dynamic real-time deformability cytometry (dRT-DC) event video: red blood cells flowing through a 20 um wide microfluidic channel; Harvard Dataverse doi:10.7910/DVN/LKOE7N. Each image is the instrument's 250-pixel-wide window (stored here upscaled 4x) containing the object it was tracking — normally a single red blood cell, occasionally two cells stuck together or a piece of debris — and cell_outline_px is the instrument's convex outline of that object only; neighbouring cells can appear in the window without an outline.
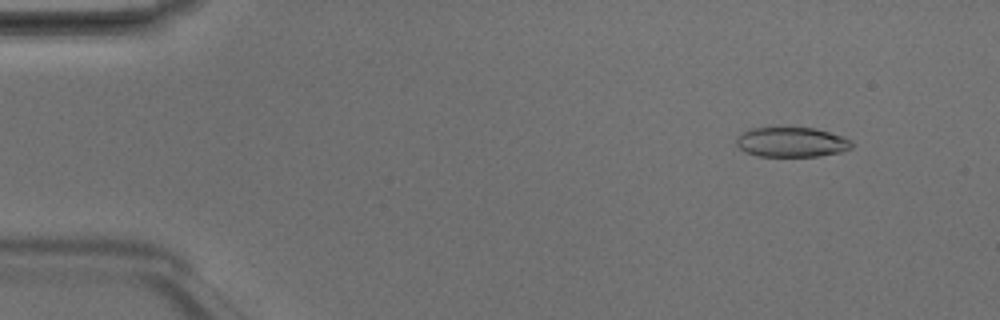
{"species": "Egyptian fruit bat (a non-hibernating species)", "species_latin": "Rousettus aegyptiacus", "temperature_condition": "room temperature", "stored_images_in_passage": 7, "camera_frame_rate_fps": 3000, "um_per_image_px": 0.085, "animal": {"sex": "male"}, "frame": {"image": 1, "passage_image": 2, "time_ms": 0.333, "image_size_px": [1000, 320], "cell_outline_px": [[852, 148], [840, 152], [820, 156], [756, 156], [744, 152], [736, 144], [736, 140], [744, 132], [752, 128], [780, 124], [812, 128], [844, 136], [852, 140]], "centroid_in_image_um": [67.27, 12.04], "position_along_channel_um": 17.7, "area_um2": 20.81}}
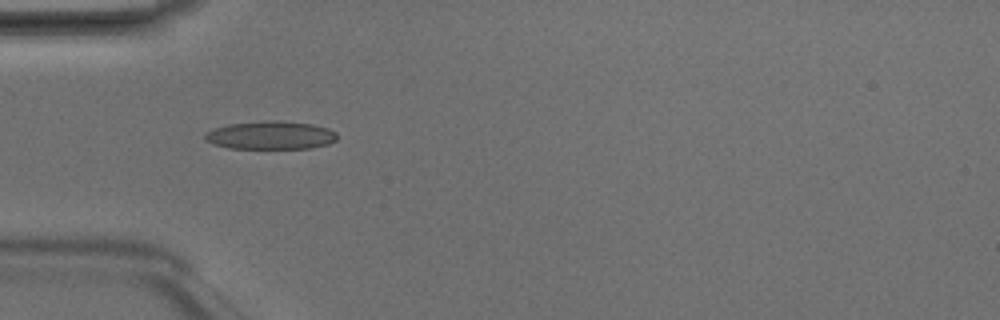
{"frame": {"image": 2, "passage_image": 5, "time_ms": 1.333, "image_size_px": [1000, 320], "cell_outline_px": [[336, 140], [328, 144], [308, 148], [228, 148], [204, 140], [204, 136], [208, 132], [216, 128], [228, 124], [264, 120], [276, 120], [312, 124], [328, 128], [336, 132]], "centroid_in_image_um": [23.02, 11.49], "position_along_channel_um": 62.0, "area_um2": 21.56}}
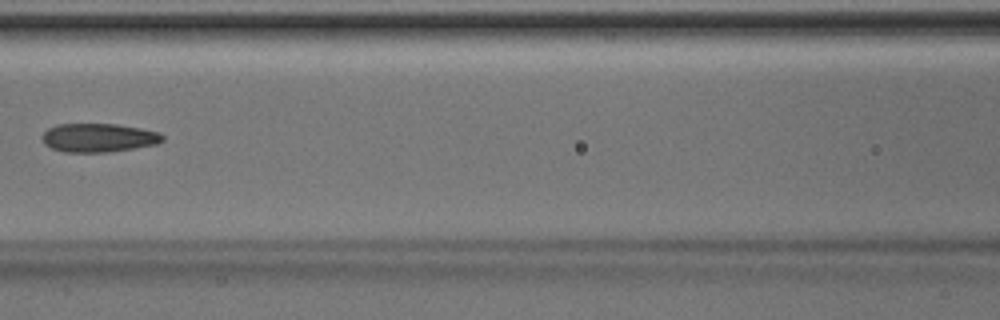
{"frame": {"image": 3, "passage_image": 7, "time_ms": 2.0, "image_size_px": [1000, 320], "cell_outline_px": [[164, 140], [156, 144], [108, 152], [64, 152], [52, 148], [44, 144], [40, 136], [48, 128], [56, 124], [116, 124], [140, 128], [160, 132], [164, 136]], "centroid_in_image_um": [8.35, 11.7], "position_along_channel_um": 158.3, "area_um2": 20.17}}